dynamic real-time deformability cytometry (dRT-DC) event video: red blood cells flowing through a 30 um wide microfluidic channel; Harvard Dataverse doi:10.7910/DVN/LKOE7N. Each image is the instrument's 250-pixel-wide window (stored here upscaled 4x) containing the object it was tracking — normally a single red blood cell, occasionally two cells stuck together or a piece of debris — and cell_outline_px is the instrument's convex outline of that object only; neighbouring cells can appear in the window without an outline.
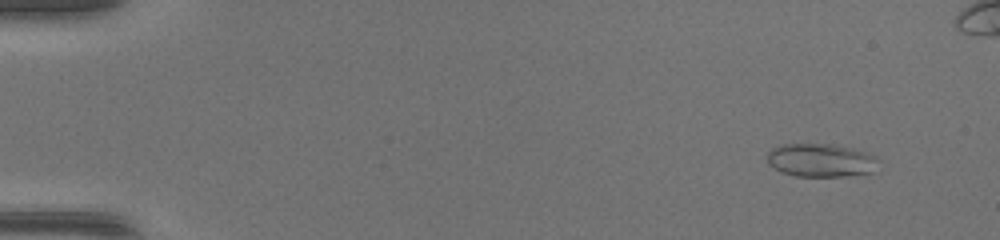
{"species": "common noctule bat (a hibernating species)", "species_latin": "Nyctalus noctula", "temperature_condition": "warm", "stored_images_in_passage": 48, "camera_frame_rate_fps": 3000, "um_per_image_px": 0.085, "animal": {"sex": "female", "body_mass_g": 17.0, "forearm_length_mm": 48.0}, "frame": {"image": 1, "passage_image": 4, "time_ms": 1.0, "image_size_px": [1000, 240], "cell_outline_px": [[880, 160], [872, 172], [844, 176], [792, 176], [780, 172], [768, 164], [768, 152], [772, 148], [784, 144], [832, 144], [860, 152], [872, 156]], "centroid_in_image_um": [69.69, 13.64], "position_along_channel_um": 15.3, "area_um2": 21.21}}
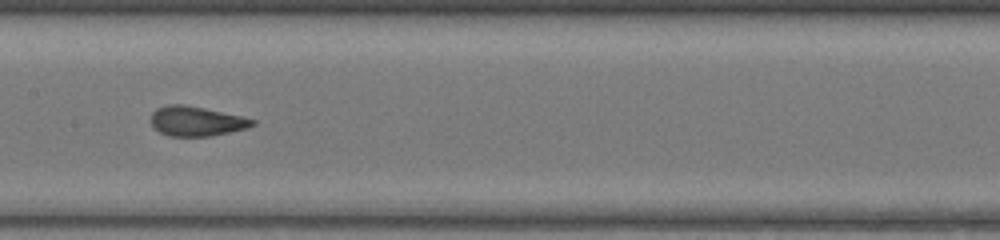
{"frame": {"image": 2, "passage_image": 25, "time_ms": 8.0, "image_size_px": [1000, 240], "cell_outline_px": [[256, 124], [248, 128], [212, 136], [168, 136], [160, 132], [152, 124], [152, 112], [156, 108], [168, 104], [180, 104], [204, 108], [240, 116], [256, 120]], "centroid_in_image_um": [16.71, 10.3], "position_along_channel_um": 190.7, "area_um2": 17.46}}
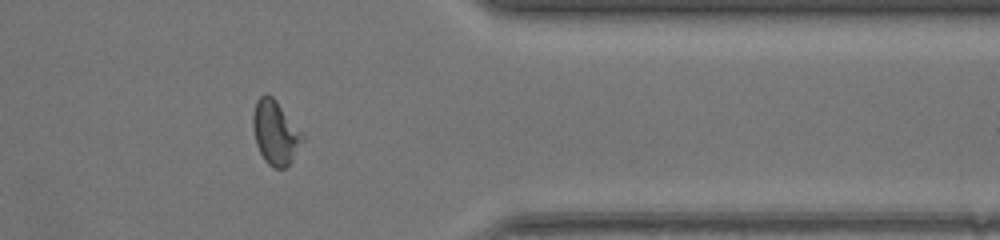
{"frame": {"image": 3, "passage_image": 39, "time_ms": 12.667, "image_size_px": [1000, 240], "cell_outline_px": [[304, 136], [292, 160], [284, 168], [272, 168], [264, 160], [256, 144], [252, 124], [252, 116], [256, 100], [260, 96], [272, 96], [276, 100]], "centroid_in_image_um": [23.36, 11.28], "position_along_channel_um": 388.0, "area_um2": 18.03}}